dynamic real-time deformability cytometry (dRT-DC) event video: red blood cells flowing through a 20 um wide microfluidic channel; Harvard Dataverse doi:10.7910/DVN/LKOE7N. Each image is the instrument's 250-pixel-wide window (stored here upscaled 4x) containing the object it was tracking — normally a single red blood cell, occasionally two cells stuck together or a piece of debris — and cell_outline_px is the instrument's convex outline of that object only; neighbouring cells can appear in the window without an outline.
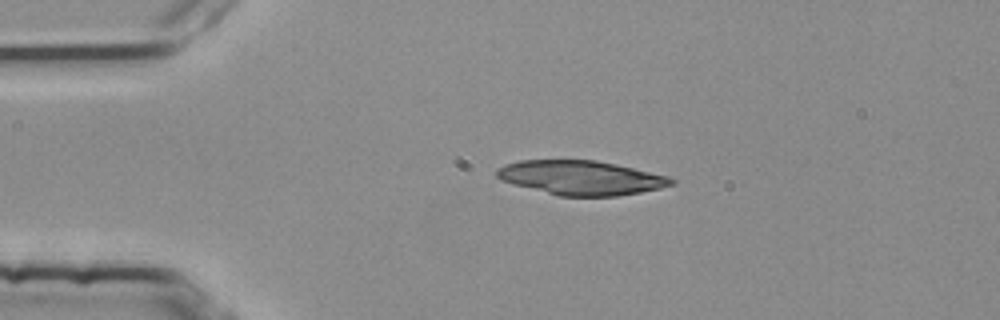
{"species": "common noctule bat (a hibernating species)", "species_latin": "Nyctalus noctula", "temperature_condition": "room temperature", "stored_images_in_passage": 43, "camera_frame_rate_fps": 3000, "um_per_image_px": 0.085, "animal": {"sex": "female", "body_mass_g": 25.1}, "frame": {"image": 1, "passage_image": 1, "time_ms": 0.0, "image_size_px": [1000, 320], "cell_outline_px": [[676, 184], [660, 188], [640, 192], [616, 196], [560, 196], [512, 184], [500, 180], [496, 176], [496, 168], [504, 164], [520, 160], [596, 160], [616, 164], [668, 176], [676, 180]], "centroid_in_image_um": [49.37, 15.1], "position_along_channel_um": 35.6, "area_um2": 34.97}}